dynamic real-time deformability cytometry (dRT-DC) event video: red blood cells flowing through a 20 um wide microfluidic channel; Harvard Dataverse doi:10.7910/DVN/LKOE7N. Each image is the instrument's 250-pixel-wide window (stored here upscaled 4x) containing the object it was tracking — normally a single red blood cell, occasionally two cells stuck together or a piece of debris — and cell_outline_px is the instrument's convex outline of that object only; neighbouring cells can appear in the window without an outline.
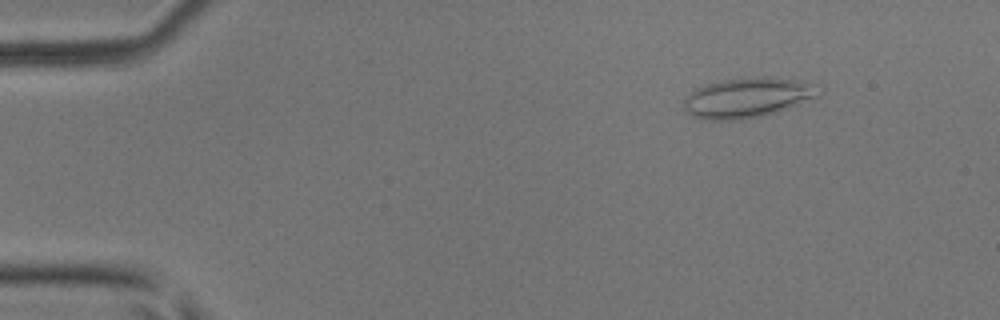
{"species": "common noctule bat (a hibernating species)", "species_latin": "Nyctalus noctula", "temperature_condition": "room temperature", "stored_images_in_passage": 4, "camera_frame_rate_fps": 3000, "um_per_image_px": 0.085, "animal": {"sex": "male", "body_mass_g": 17.9, "forearm_length_mm": 54.2}, "frame": {"image": 1, "passage_image": 2, "time_ms": 0.333, "image_size_px": [1000, 320], "cell_outline_px": [[824, 88], [820, 96], [760, 116], [736, 120], [708, 120], [692, 116], [684, 112], [684, 100], [696, 88], [708, 84], [724, 80], [760, 76], [768, 76], [796, 80], [820, 84]], "centroid_in_image_um": [63.58, 8.28], "position_along_channel_um": 21.4, "area_um2": 31.33}}